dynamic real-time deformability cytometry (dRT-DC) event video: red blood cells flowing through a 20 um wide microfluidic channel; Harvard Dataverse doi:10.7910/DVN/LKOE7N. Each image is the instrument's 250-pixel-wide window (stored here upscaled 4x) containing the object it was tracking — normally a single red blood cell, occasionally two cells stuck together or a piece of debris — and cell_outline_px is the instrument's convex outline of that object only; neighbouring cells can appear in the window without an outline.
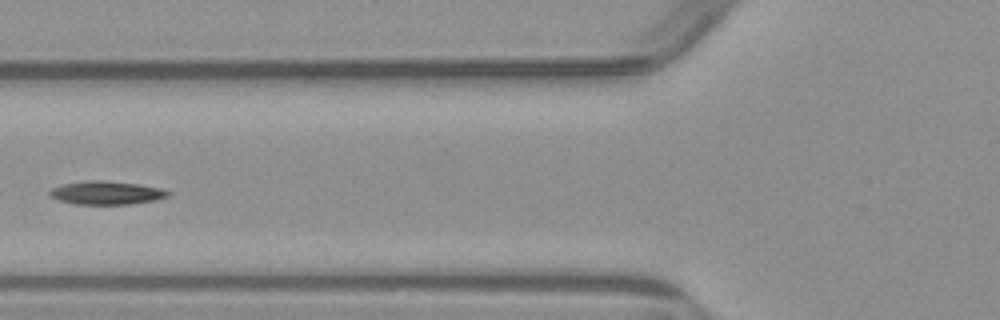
{"species": "common noctule bat (a hibernating species)", "species_latin": "Nyctalus noctula", "temperature_condition": "warm", "stored_images_in_passage": 6, "camera_frame_rate_fps": 3000, "um_per_image_px": 0.085, "animal": {"sex": "male", "body_mass_g": 23.1, "forearm_length_mm": 52.7}, "frame": {"image": 1, "passage_image": 5, "time_ms": 5.667, "image_size_px": [1000, 320], "cell_outline_px": [[172, 192], [168, 196], [156, 200], [128, 204], [76, 204], [60, 200], [52, 196], [48, 192], [52, 188], [64, 184], [88, 180], [104, 180], [140, 184], [160, 188]], "centroid_in_image_um": [9.09, 16.38], "position_along_channel_um": 116.7, "area_um2": 16.01}}
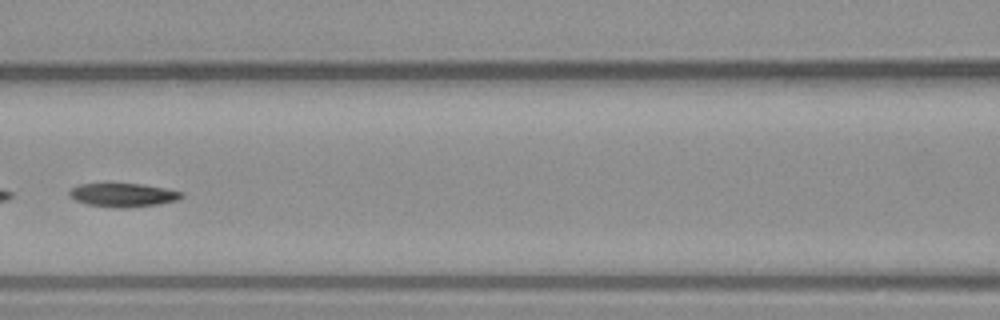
{"frame": {"image": 2, "passage_image": 6, "time_ms": 6.667, "image_size_px": [1000, 320], "cell_outline_px": [[184, 196], [180, 200], [160, 204], [128, 208], [116, 208], [88, 204], [76, 200], [68, 196], [68, 192], [76, 184], [108, 180], [140, 184], [164, 188], [184, 192]], "centroid_in_image_um": [10.42, 16.52], "position_along_channel_um": 156.2, "area_um2": 16.47}}